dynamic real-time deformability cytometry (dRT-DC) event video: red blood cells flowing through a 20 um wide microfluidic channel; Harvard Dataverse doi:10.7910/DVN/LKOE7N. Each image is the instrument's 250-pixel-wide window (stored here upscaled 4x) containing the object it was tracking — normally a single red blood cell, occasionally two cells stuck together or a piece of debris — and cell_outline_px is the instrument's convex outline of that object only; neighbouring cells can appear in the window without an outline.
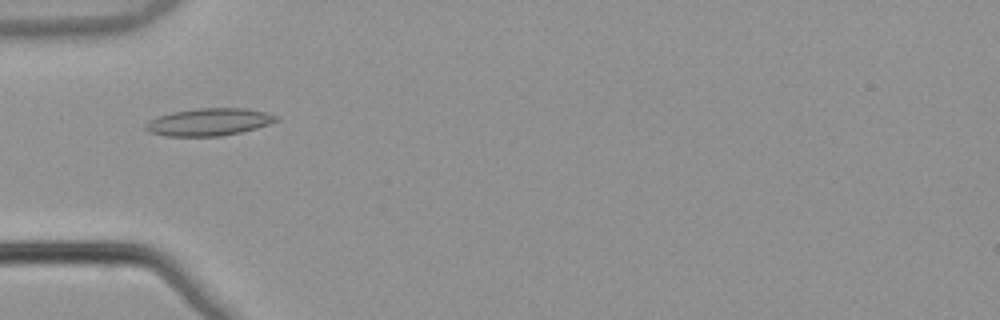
{"species": "common noctule bat (a hibernating species)", "species_latin": "Nyctalus noctula", "temperature_condition": "warm", "stored_images_in_passage": 6, "camera_frame_rate_fps": 3000, "um_per_image_px": 0.085, "animal": {"sex": "male", "body_mass_g": 21.5, "forearm_length_mm": 52.0}, "frame": {"image": 1, "passage_image": 5, "time_ms": 1.333, "image_size_px": [1000, 320], "cell_outline_px": [[280, 120], [256, 128], [240, 132], [220, 136], [164, 136], [152, 132], [144, 128], [144, 124], [148, 120], [172, 112], [200, 108], [244, 108], [264, 112], [280, 116]], "centroid_in_image_um": [17.77, 10.37], "position_along_channel_um": 67.2, "area_um2": 20.75}}
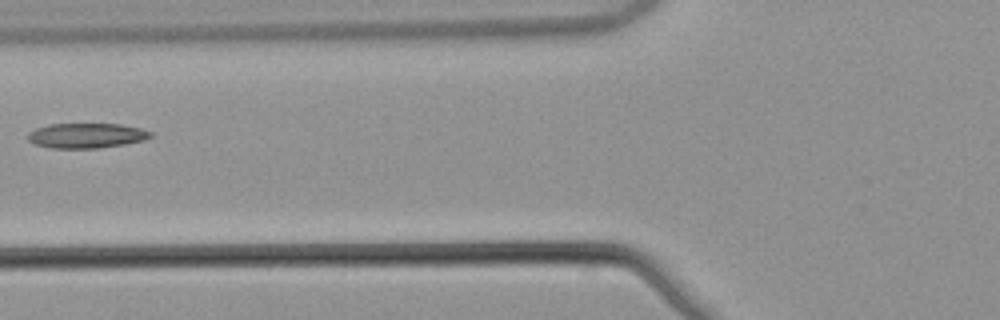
{"frame": {"image": 2, "passage_image": 6, "time_ms": 1.667, "image_size_px": [1000, 320], "cell_outline_px": [[152, 136], [144, 140], [124, 144], [96, 148], [52, 148], [36, 144], [28, 140], [28, 132], [36, 128], [48, 124], [120, 124], [140, 128], [152, 132]], "centroid_in_image_um": [7.34, 11.52], "position_along_channel_um": 118.5, "area_um2": 17.74}}